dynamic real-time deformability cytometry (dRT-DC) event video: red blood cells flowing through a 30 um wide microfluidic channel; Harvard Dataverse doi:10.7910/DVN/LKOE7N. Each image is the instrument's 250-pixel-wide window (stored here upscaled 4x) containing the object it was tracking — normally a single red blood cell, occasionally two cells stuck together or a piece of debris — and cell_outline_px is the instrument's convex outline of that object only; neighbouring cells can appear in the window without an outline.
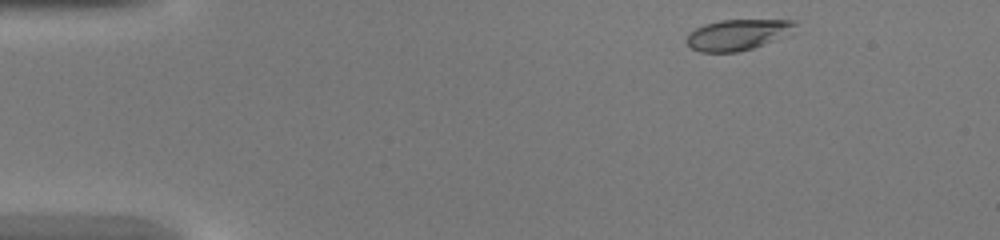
{"species": "common noctule bat (a hibernating species)", "species_latin": "Nyctalus noctula", "temperature_condition": "warm", "stored_images_in_passage": 39, "camera_frame_rate_fps": 3000, "um_per_image_px": 0.085, "animal": {"sex": "female", "body_mass_g": 20.0, "forearm_length_mm": 54.0}, "frame": {"image": 1, "passage_image": 1, "time_ms": 0.0, "image_size_px": [1000, 240], "cell_outline_px": [[796, 24], [776, 40], [752, 48], [736, 52], [700, 52], [692, 48], [684, 40], [688, 32], [704, 24], [720, 20], [796, 20]], "centroid_in_image_um": [62.59, 2.95], "position_along_channel_um": 22.4, "area_um2": 19.19}}
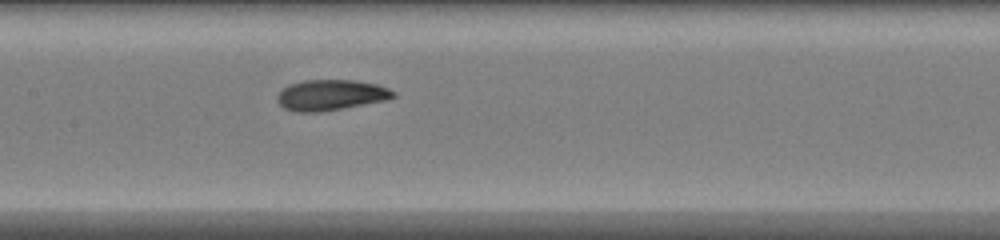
{"frame": {"image": 2, "passage_image": 17, "time_ms": 5.333, "image_size_px": [1000, 240], "cell_outline_px": [[396, 96], [388, 100], [320, 112], [292, 112], [284, 108], [276, 100], [276, 96], [288, 84], [304, 80], [356, 80], [376, 84], [388, 88], [396, 92]], "centroid_in_image_um": [28.12, 8.08], "position_along_channel_um": 179.3, "area_um2": 20.92}}
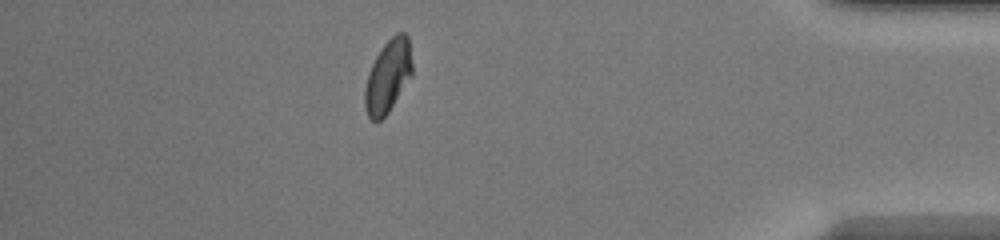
{"frame": {"image": 3, "passage_image": 34, "time_ms": 11.0, "image_size_px": [1000, 240], "cell_outline_px": [[412, 76], [388, 112], [380, 120], [372, 120], [368, 116], [364, 108], [364, 88], [372, 64], [376, 56], [384, 44], [396, 32], [404, 32], [408, 36], [412, 64]], "centroid_in_image_um": [32.98, 6.48], "position_along_channel_um": 402.2, "area_um2": 20.0}}